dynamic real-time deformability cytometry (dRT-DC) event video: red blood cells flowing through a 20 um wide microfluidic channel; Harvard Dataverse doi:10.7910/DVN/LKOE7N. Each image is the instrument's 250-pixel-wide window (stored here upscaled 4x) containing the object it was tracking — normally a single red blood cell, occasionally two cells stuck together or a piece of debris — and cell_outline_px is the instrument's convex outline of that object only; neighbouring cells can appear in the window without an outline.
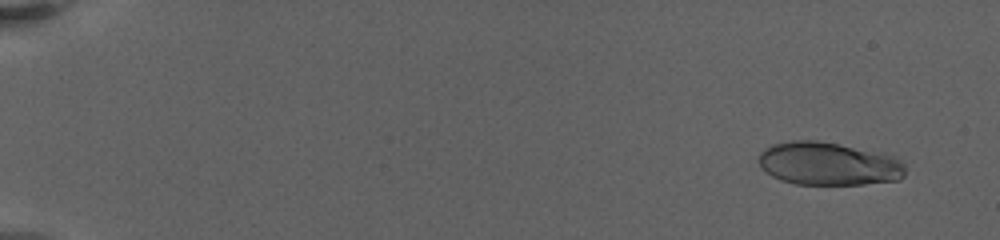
{"species": "human", "species_latin": "Homo sapiens", "temperature_condition": "warm", "stored_images_in_passage": 27, "camera_frame_rate_fps": 3000, "um_per_image_px": 0.085, "donor": {"sex": "female"}, "frame": {"image": 1, "passage_image": 5, "time_ms": 1.333, "image_size_px": [1000, 240], "cell_outline_px": [[904, 176], [900, 180], [864, 184], [796, 184], [780, 180], [772, 176], [760, 168], [760, 152], [764, 148], [772, 144], [792, 140], [816, 140], [896, 156], [904, 164]], "centroid_in_image_um": [70.41, 13.92], "position_along_channel_um": 14.6, "area_um2": 36.76}}
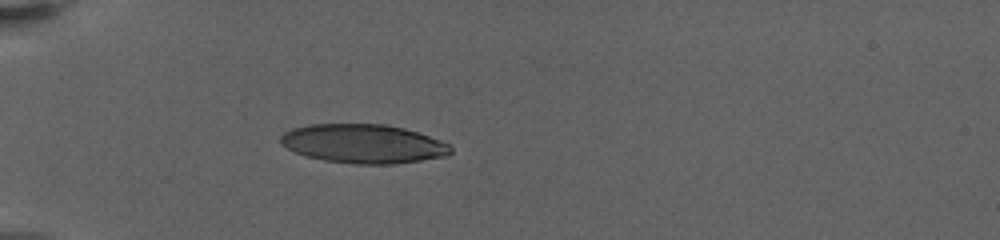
{"frame": {"image": 2, "passage_image": 21, "time_ms": 7.0, "image_size_px": [1000, 240], "cell_outline_px": [[452, 152], [448, 156], [392, 164], [356, 164], [324, 160], [308, 156], [296, 152], [280, 144], [280, 136], [284, 132], [292, 128], [308, 124], [384, 124], [404, 128], [440, 140], [448, 144], [452, 148]], "centroid_in_image_um": [30.87, 12.21], "position_along_channel_um": 54.1, "area_um2": 38.49}}
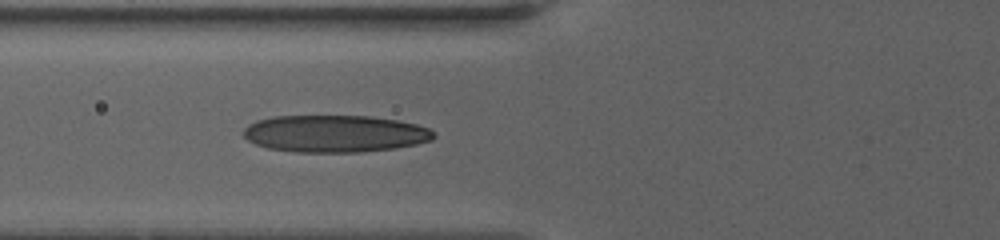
{"frame": {"image": 3, "passage_image": 27, "time_ms": 9.0, "image_size_px": [1000, 240], "cell_outline_px": [[436, 136], [432, 140], [416, 144], [396, 148], [360, 152], [292, 152], [268, 148], [256, 144], [248, 140], [244, 136], [244, 128], [248, 124], [256, 120], [272, 116], [368, 116], [396, 120], [416, 124], [428, 128], [436, 132]], "centroid_in_image_um": [28.46, 11.36], "position_along_channel_um": 97.3, "area_um2": 41.33}}